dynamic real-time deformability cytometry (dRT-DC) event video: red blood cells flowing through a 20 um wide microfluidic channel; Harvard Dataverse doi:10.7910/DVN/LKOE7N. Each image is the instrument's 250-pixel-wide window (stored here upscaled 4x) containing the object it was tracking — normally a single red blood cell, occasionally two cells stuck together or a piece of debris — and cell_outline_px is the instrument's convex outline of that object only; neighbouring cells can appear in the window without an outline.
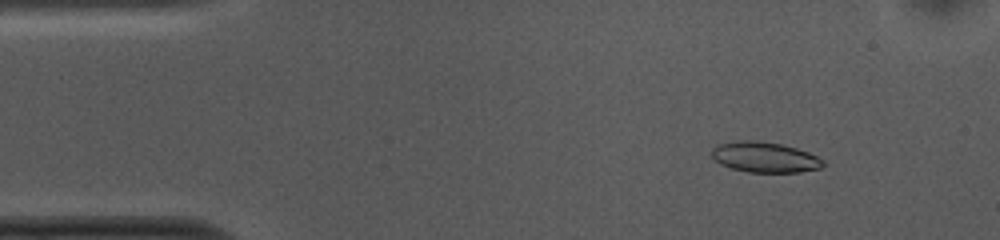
{"species": "common noctule bat (a hibernating species)", "species_latin": "Nyctalus noctula", "temperature_condition": "cold", "stored_images_in_passage": 52, "camera_frame_rate_fps": 3000, "um_per_image_px": 0.085, "animal": {"sex": "female", "body_mass_g": 10.0, "forearm_length_mm": 53.1}, "frame": {"image": 1, "passage_image": 6, "time_ms": 1.667, "image_size_px": [1000, 240], "cell_outline_px": [[824, 164], [820, 168], [800, 172], [748, 172], [732, 168], [720, 164], [712, 156], [712, 148], [716, 144], [740, 140], [756, 140], [780, 144], [796, 148], [808, 152], [824, 160]], "centroid_in_image_um": [64.99, 13.35], "position_along_channel_um": 20.0, "area_um2": 19.71}}
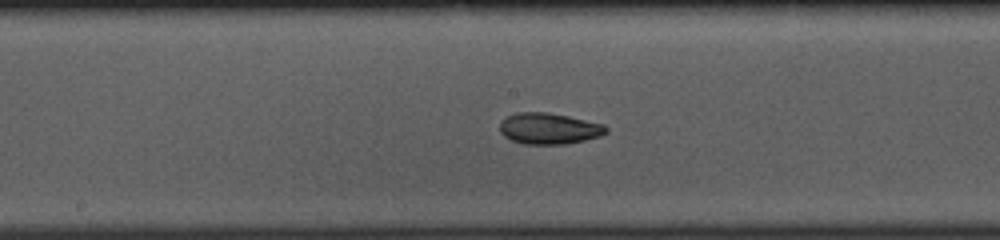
{"frame": {"image": 2, "passage_image": 26, "time_ms": 8.333, "image_size_px": [1000, 240], "cell_outline_px": [[608, 132], [600, 136], [568, 144], [524, 144], [512, 140], [504, 136], [500, 132], [500, 124], [508, 116], [516, 112], [548, 112], [568, 116], [604, 124], [608, 128]], "centroid_in_image_um": [46.69, 10.93], "position_along_channel_um": 201.5, "area_um2": 19.31}}
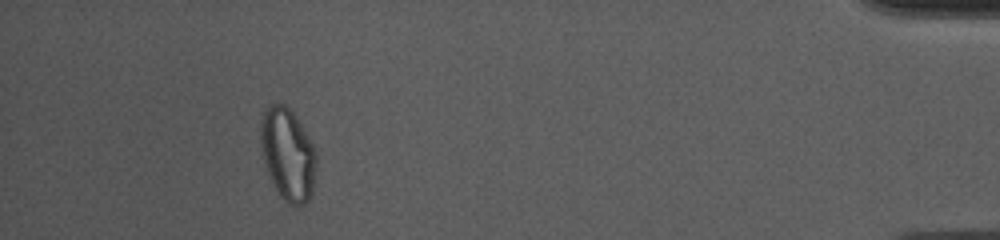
{"frame": {"image": 3, "passage_image": 48, "time_ms": 15.667, "image_size_px": [1000, 240], "cell_outline_px": [[316, 164], [312, 192], [308, 200], [300, 208], [292, 208], [280, 196], [268, 172], [264, 160], [260, 144], [260, 116], [268, 104], [284, 104], [296, 116], [308, 136], [316, 152]], "centroid_in_image_um": [24.45, 13.12], "position_along_channel_um": 410.7, "area_um2": 30.11}, "authors_computed_cell_mechanics": {"area_um2": 19.9699, "velocity_mm_per_s": 3.7375, "shape_relaxation_time_tau1_ms": 6.2988, "shape_relaxation_time_tau2_ms": 2.1387, "deformation_change_tau1": 0.1792, "deformation_change_tau2": 0.0683}}